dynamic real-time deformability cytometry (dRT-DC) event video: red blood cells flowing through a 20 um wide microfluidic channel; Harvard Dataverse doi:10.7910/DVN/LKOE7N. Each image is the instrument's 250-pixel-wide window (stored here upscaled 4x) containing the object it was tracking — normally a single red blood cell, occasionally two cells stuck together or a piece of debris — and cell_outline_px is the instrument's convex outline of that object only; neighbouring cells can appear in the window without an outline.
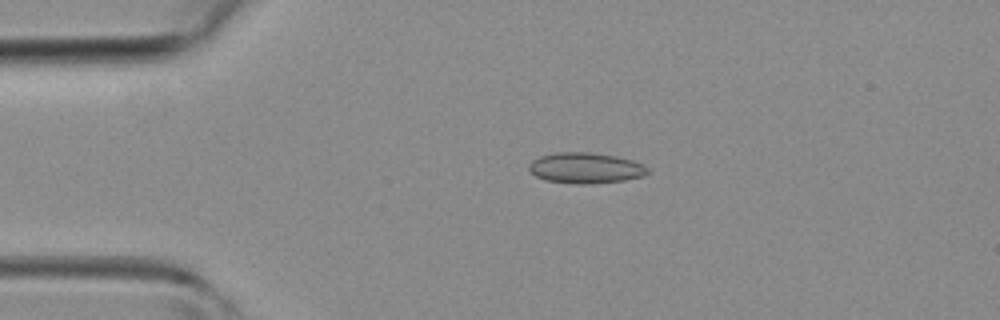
{"species": "common noctule bat (a hibernating species)", "species_latin": "Nyctalus noctula", "temperature_condition": "room temperature", "stored_images_in_passage": 35, "camera_frame_rate_fps": 3000, "um_per_image_px": 0.085, "animal": {"sex": "female", "body_mass_g": 19.3, "forearm_length_mm": 54.1}, "frame": {"image": 1, "passage_image": 2, "time_ms": 0.333, "image_size_px": [1000, 320], "cell_outline_px": [[648, 172], [644, 176], [624, 180], [592, 184], [572, 184], [544, 180], [528, 172], [528, 164], [532, 160], [540, 156], [556, 152], [588, 152], [616, 156], [632, 160], [648, 168]], "centroid_in_image_um": [49.71, 14.29], "position_along_channel_um": 35.3, "area_um2": 21.44}}
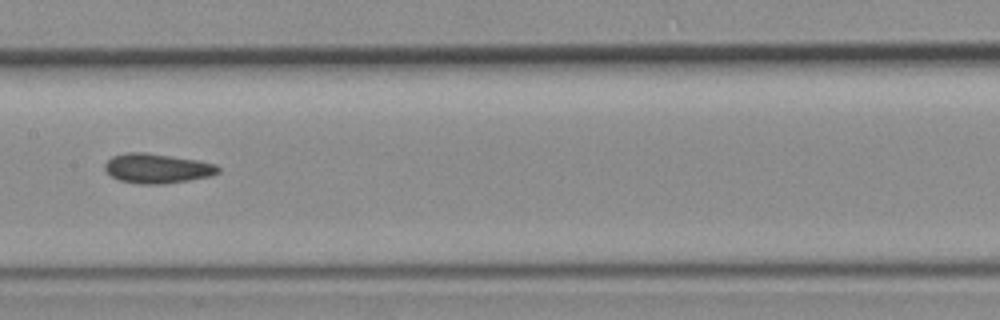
{"frame": {"image": 2, "passage_image": 14, "time_ms": 4.333, "image_size_px": [1000, 320], "cell_outline_px": [[220, 172], [212, 176], [164, 184], [140, 184], [120, 180], [112, 176], [104, 168], [104, 164], [112, 156], [128, 152], [144, 152], [196, 160], [216, 164], [220, 168]], "centroid_in_image_um": [13.37, 14.31], "position_along_channel_um": 194.0, "area_um2": 19.48}}
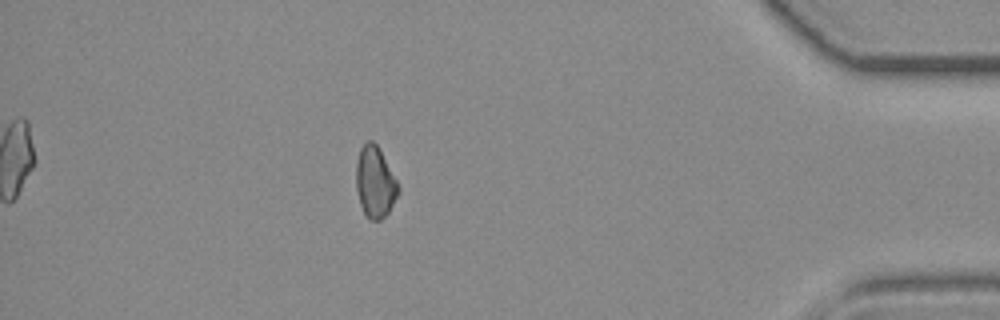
{"frame": {"image": 3, "passage_image": 30, "time_ms": 9.667, "image_size_px": [1000, 320], "cell_outline_px": [[400, 192], [388, 212], [380, 220], [368, 220], [364, 216], [360, 204], [356, 188], [356, 164], [360, 148], [368, 140], [372, 140], [376, 144], [400, 184]], "centroid_in_image_um": [31.88, 15.51], "position_along_channel_um": 403.3, "area_um2": 17.69}}